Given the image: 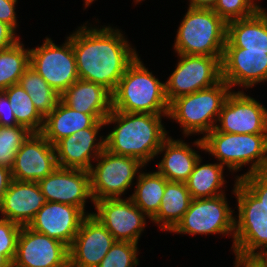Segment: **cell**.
Masks as SVG:
<instances>
[{"mask_svg": "<svg viewBox=\"0 0 267 267\" xmlns=\"http://www.w3.org/2000/svg\"><path fill=\"white\" fill-rule=\"evenodd\" d=\"M68 38L72 41L79 79L101 84L111 93L138 56L122 31L110 25L99 28L85 23Z\"/></svg>", "mask_w": 267, "mask_h": 267, "instance_id": "1", "label": "cell"}, {"mask_svg": "<svg viewBox=\"0 0 267 267\" xmlns=\"http://www.w3.org/2000/svg\"><path fill=\"white\" fill-rule=\"evenodd\" d=\"M168 114L128 113L111 110L105 125L117 124L105 137V149L140 160L145 166L157 156L169 136L162 124Z\"/></svg>", "mask_w": 267, "mask_h": 267, "instance_id": "2", "label": "cell"}, {"mask_svg": "<svg viewBox=\"0 0 267 267\" xmlns=\"http://www.w3.org/2000/svg\"><path fill=\"white\" fill-rule=\"evenodd\" d=\"M197 148L217 158L231 172L251 164L245 174L267 171V134H232L215 129L193 143Z\"/></svg>", "mask_w": 267, "mask_h": 267, "instance_id": "3", "label": "cell"}, {"mask_svg": "<svg viewBox=\"0 0 267 267\" xmlns=\"http://www.w3.org/2000/svg\"><path fill=\"white\" fill-rule=\"evenodd\" d=\"M112 94V109L128 113L168 114L165 83L144 66L139 55L128 65Z\"/></svg>", "mask_w": 267, "mask_h": 267, "instance_id": "4", "label": "cell"}, {"mask_svg": "<svg viewBox=\"0 0 267 267\" xmlns=\"http://www.w3.org/2000/svg\"><path fill=\"white\" fill-rule=\"evenodd\" d=\"M227 22L213 9L189 8L177 29L173 46L177 54L222 57Z\"/></svg>", "mask_w": 267, "mask_h": 267, "instance_id": "5", "label": "cell"}, {"mask_svg": "<svg viewBox=\"0 0 267 267\" xmlns=\"http://www.w3.org/2000/svg\"><path fill=\"white\" fill-rule=\"evenodd\" d=\"M231 91L228 83L221 80L213 87L180 96L169 103L167 117L180 124L185 137L199 133L205 136L215 128Z\"/></svg>", "mask_w": 267, "mask_h": 267, "instance_id": "6", "label": "cell"}, {"mask_svg": "<svg viewBox=\"0 0 267 267\" xmlns=\"http://www.w3.org/2000/svg\"><path fill=\"white\" fill-rule=\"evenodd\" d=\"M232 194L237 200L232 249L245 254L267 255V207L239 179ZM237 217V219H236Z\"/></svg>", "mask_w": 267, "mask_h": 267, "instance_id": "7", "label": "cell"}, {"mask_svg": "<svg viewBox=\"0 0 267 267\" xmlns=\"http://www.w3.org/2000/svg\"><path fill=\"white\" fill-rule=\"evenodd\" d=\"M89 170L90 189L94 201L121 198L133 185V179L144 164L133 157L114 154L104 149Z\"/></svg>", "mask_w": 267, "mask_h": 267, "instance_id": "8", "label": "cell"}, {"mask_svg": "<svg viewBox=\"0 0 267 267\" xmlns=\"http://www.w3.org/2000/svg\"><path fill=\"white\" fill-rule=\"evenodd\" d=\"M226 199V194L213 198L192 199L181 221L171 232L191 236L222 234L232 236L234 240V210Z\"/></svg>", "mask_w": 267, "mask_h": 267, "instance_id": "9", "label": "cell"}, {"mask_svg": "<svg viewBox=\"0 0 267 267\" xmlns=\"http://www.w3.org/2000/svg\"><path fill=\"white\" fill-rule=\"evenodd\" d=\"M177 57L180 59L176 68L165 82L168 103L180 96L213 87L222 80V57L185 54Z\"/></svg>", "mask_w": 267, "mask_h": 267, "instance_id": "10", "label": "cell"}, {"mask_svg": "<svg viewBox=\"0 0 267 267\" xmlns=\"http://www.w3.org/2000/svg\"><path fill=\"white\" fill-rule=\"evenodd\" d=\"M30 66L60 95L79 79L68 37L60 46L46 37L41 46L30 49Z\"/></svg>", "mask_w": 267, "mask_h": 267, "instance_id": "11", "label": "cell"}, {"mask_svg": "<svg viewBox=\"0 0 267 267\" xmlns=\"http://www.w3.org/2000/svg\"><path fill=\"white\" fill-rule=\"evenodd\" d=\"M243 91L232 90L227 96L214 129L232 134H267V108Z\"/></svg>", "mask_w": 267, "mask_h": 267, "instance_id": "12", "label": "cell"}, {"mask_svg": "<svg viewBox=\"0 0 267 267\" xmlns=\"http://www.w3.org/2000/svg\"><path fill=\"white\" fill-rule=\"evenodd\" d=\"M97 218L113 235L116 241L138 244L149 217L138 208L130 197L106 198L94 201Z\"/></svg>", "mask_w": 267, "mask_h": 267, "instance_id": "13", "label": "cell"}, {"mask_svg": "<svg viewBox=\"0 0 267 267\" xmlns=\"http://www.w3.org/2000/svg\"><path fill=\"white\" fill-rule=\"evenodd\" d=\"M12 266L69 267L68 247L28 226H22Z\"/></svg>", "mask_w": 267, "mask_h": 267, "instance_id": "14", "label": "cell"}, {"mask_svg": "<svg viewBox=\"0 0 267 267\" xmlns=\"http://www.w3.org/2000/svg\"><path fill=\"white\" fill-rule=\"evenodd\" d=\"M47 202H59L79 207L86 215V202L93 198L89 171L57 167L37 182ZM88 199V200H87Z\"/></svg>", "mask_w": 267, "mask_h": 267, "instance_id": "15", "label": "cell"}, {"mask_svg": "<svg viewBox=\"0 0 267 267\" xmlns=\"http://www.w3.org/2000/svg\"><path fill=\"white\" fill-rule=\"evenodd\" d=\"M102 126H106L105 122L97 121L92 127L59 140L54 145L58 167L89 171L92 160L95 162L105 149V136L98 135Z\"/></svg>", "mask_w": 267, "mask_h": 267, "instance_id": "16", "label": "cell"}, {"mask_svg": "<svg viewBox=\"0 0 267 267\" xmlns=\"http://www.w3.org/2000/svg\"><path fill=\"white\" fill-rule=\"evenodd\" d=\"M115 241L97 218L87 215L68 248L69 267H98Z\"/></svg>", "mask_w": 267, "mask_h": 267, "instance_id": "17", "label": "cell"}, {"mask_svg": "<svg viewBox=\"0 0 267 267\" xmlns=\"http://www.w3.org/2000/svg\"><path fill=\"white\" fill-rule=\"evenodd\" d=\"M57 167L55 147L41 133H32L15 155L11 176L17 181L38 182Z\"/></svg>", "mask_w": 267, "mask_h": 267, "instance_id": "18", "label": "cell"}, {"mask_svg": "<svg viewBox=\"0 0 267 267\" xmlns=\"http://www.w3.org/2000/svg\"><path fill=\"white\" fill-rule=\"evenodd\" d=\"M86 216L74 205L46 202L28 227L62 242L69 248Z\"/></svg>", "mask_w": 267, "mask_h": 267, "instance_id": "19", "label": "cell"}, {"mask_svg": "<svg viewBox=\"0 0 267 267\" xmlns=\"http://www.w3.org/2000/svg\"><path fill=\"white\" fill-rule=\"evenodd\" d=\"M221 78L234 86L252 88L267 81L266 52L246 51L243 48H224L221 59Z\"/></svg>", "mask_w": 267, "mask_h": 267, "instance_id": "20", "label": "cell"}, {"mask_svg": "<svg viewBox=\"0 0 267 267\" xmlns=\"http://www.w3.org/2000/svg\"><path fill=\"white\" fill-rule=\"evenodd\" d=\"M46 202L37 182L12 179L3 196L0 214L20 226H28Z\"/></svg>", "mask_w": 267, "mask_h": 267, "instance_id": "21", "label": "cell"}, {"mask_svg": "<svg viewBox=\"0 0 267 267\" xmlns=\"http://www.w3.org/2000/svg\"><path fill=\"white\" fill-rule=\"evenodd\" d=\"M109 114H86L75 111L61 100L56 107L44 117L41 134L53 146L61 139L79 130L92 127L97 121H104Z\"/></svg>", "mask_w": 267, "mask_h": 267, "instance_id": "22", "label": "cell"}, {"mask_svg": "<svg viewBox=\"0 0 267 267\" xmlns=\"http://www.w3.org/2000/svg\"><path fill=\"white\" fill-rule=\"evenodd\" d=\"M224 48H243L267 54V11L260 8L252 16L227 22Z\"/></svg>", "mask_w": 267, "mask_h": 267, "instance_id": "23", "label": "cell"}, {"mask_svg": "<svg viewBox=\"0 0 267 267\" xmlns=\"http://www.w3.org/2000/svg\"><path fill=\"white\" fill-rule=\"evenodd\" d=\"M163 151V158L157 163L158 172L168 181L185 183L200 154L181 138L174 140L171 136L163 141L157 156Z\"/></svg>", "mask_w": 267, "mask_h": 267, "instance_id": "24", "label": "cell"}, {"mask_svg": "<svg viewBox=\"0 0 267 267\" xmlns=\"http://www.w3.org/2000/svg\"><path fill=\"white\" fill-rule=\"evenodd\" d=\"M60 100L75 111L86 114H109L112 94L103 85L78 79L61 95Z\"/></svg>", "mask_w": 267, "mask_h": 267, "instance_id": "25", "label": "cell"}, {"mask_svg": "<svg viewBox=\"0 0 267 267\" xmlns=\"http://www.w3.org/2000/svg\"><path fill=\"white\" fill-rule=\"evenodd\" d=\"M191 200L186 183L168 181L160 208L150 221L159 225L161 231L171 233L188 210Z\"/></svg>", "mask_w": 267, "mask_h": 267, "instance_id": "26", "label": "cell"}, {"mask_svg": "<svg viewBox=\"0 0 267 267\" xmlns=\"http://www.w3.org/2000/svg\"><path fill=\"white\" fill-rule=\"evenodd\" d=\"M201 156L194 165L188 180L185 182L192 199L213 198L225 194L222 190L225 183L222 164H202Z\"/></svg>", "mask_w": 267, "mask_h": 267, "instance_id": "27", "label": "cell"}, {"mask_svg": "<svg viewBox=\"0 0 267 267\" xmlns=\"http://www.w3.org/2000/svg\"><path fill=\"white\" fill-rule=\"evenodd\" d=\"M136 177L137 183L130 198L151 220L160 208L168 180L158 171L148 173L140 171Z\"/></svg>", "mask_w": 267, "mask_h": 267, "instance_id": "28", "label": "cell"}, {"mask_svg": "<svg viewBox=\"0 0 267 267\" xmlns=\"http://www.w3.org/2000/svg\"><path fill=\"white\" fill-rule=\"evenodd\" d=\"M30 66V49L24 48L21 39L14 45L0 49V91L18 84Z\"/></svg>", "mask_w": 267, "mask_h": 267, "instance_id": "29", "label": "cell"}, {"mask_svg": "<svg viewBox=\"0 0 267 267\" xmlns=\"http://www.w3.org/2000/svg\"><path fill=\"white\" fill-rule=\"evenodd\" d=\"M19 84L29 94L35 108L43 117L51 113L60 101V94L31 66L21 76Z\"/></svg>", "mask_w": 267, "mask_h": 267, "instance_id": "30", "label": "cell"}, {"mask_svg": "<svg viewBox=\"0 0 267 267\" xmlns=\"http://www.w3.org/2000/svg\"><path fill=\"white\" fill-rule=\"evenodd\" d=\"M6 94L15 119L19 125L28 128L32 133H40L44 117L35 108L29 94L18 84L3 90Z\"/></svg>", "mask_w": 267, "mask_h": 267, "instance_id": "31", "label": "cell"}, {"mask_svg": "<svg viewBox=\"0 0 267 267\" xmlns=\"http://www.w3.org/2000/svg\"><path fill=\"white\" fill-rule=\"evenodd\" d=\"M32 132L22 126H0V165L12 167L17 151Z\"/></svg>", "mask_w": 267, "mask_h": 267, "instance_id": "32", "label": "cell"}, {"mask_svg": "<svg viewBox=\"0 0 267 267\" xmlns=\"http://www.w3.org/2000/svg\"><path fill=\"white\" fill-rule=\"evenodd\" d=\"M138 246L128 241H115L98 267H136L139 265Z\"/></svg>", "mask_w": 267, "mask_h": 267, "instance_id": "33", "label": "cell"}, {"mask_svg": "<svg viewBox=\"0 0 267 267\" xmlns=\"http://www.w3.org/2000/svg\"><path fill=\"white\" fill-rule=\"evenodd\" d=\"M257 1V0H256ZM255 0H217L213 11L226 22L246 18L255 14L260 8Z\"/></svg>", "mask_w": 267, "mask_h": 267, "instance_id": "34", "label": "cell"}, {"mask_svg": "<svg viewBox=\"0 0 267 267\" xmlns=\"http://www.w3.org/2000/svg\"><path fill=\"white\" fill-rule=\"evenodd\" d=\"M22 226L0 218V255L11 263L16 255L17 240Z\"/></svg>", "mask_w": 267, "mask_h": 267, "instance_id": "35", "label": "cell"}, {"mask_svg": "<svg viewBox=\"0 0 267 267\" xmlns=\"http://www.w3.org/2000/svg\"><path fill=\"white\" fill-rule=\"evenodd\" d=\"M239 180L267 207V171L243 175Z\"/></svg>", "mask_w": 267, "mask_h": 267, "instance_id": "36", "label": "cell"}, {"mask_svg": "<svg viewBox=\"0 0 267 267\" xmlns=\"http://www.w3.org/2000/svg\"><path fill=\"white\" fill-rule=\"evenodd\" d=\"M234 267H267V255L245 254L233 249Z\"/></svg>", "mask_w": 267, "mask_h": 267, "instance_id": "37", "label": "cell"}, {"mask_svg": "<svg viewBox=\"0 0 267 267\" xmlns=\"http://www.w3.org/2000/svg\"><path fill=\"white\" fill-rule=\"evenodd\" d=\"M18 0H0V22L10 26L15 32L18 27L16 4Z\"/></svg>", "mask_w": 267, "mask_h": 267, "instance_id": "38", "label": "cell"}, {"mask_svg": "<svg viewBox=\"0 0 267 267\" xmlns=\"http://www.w3.org/2000/svg\"><path fill=\"white\" fill-rule=\"evenodd\" d=\"M19 125L15 119L11 109L10 102L3 91H0V126H17Z\"/></svg>", "mask_w": 267, "mask_h": 267, "instance_id": "39", "label": "cell"}, {"mask_svg": "<svg viewBox=\"0 0 267 267\" xmlns=\"http://www.w3.org/2000/svg\"><path fill=\"white\" fill-rule=\"evenodd\" d=\"M20 37L7 24L0 22V49L8 48L14 45Z\"/></svg>", "mask_w": 267, "mask_h": 267, "instance_id": "40", "label": "cell"}, {"mask_svg": "<svg viewBox=\"0 0 267 267\" xmlns=\"http://www.w3.org/2000/svg\"><path fill=\"white\" fill-rule=\"evenodd\" d=\"M11 181V168L5 165H0V205Z\"/></svg>", "mask_w": 267, "mask_h": 267, "instance_id": "41", "label": "cell"}, {"mask_svg": "<svg viewBox=\"0 0 267 267\" xmlns=\"http://www.w3.org/2000/svg\"><path fill=\"white\" fill-rule=\"evenodd\" d=\"M217 0H189V8L213 9Z\"/></svg>", "mask_w": 267, "mask_h": 267, "instance_id": "42", "label": "cell"}, {"mask_svg": "<svg viewBox=\"0 0 267 267\" xmlns=\"http://www.w3.org/2000/svg\"><path fill=\"white\" fill-rule=\"evenodd\" d=\"M0 267H12V263L6 257L0 255Z\"/></svg>", "mask_w": 267, "mask_h": 267, "instance_id": "43", "label": "cell"}, {"mask_svg": "<svg viewBox=\"0 0 267 267\" xmlns=\"http://www.w3.org/2000/svg\"><path fill=\"white\" fill-rule=\"evenodd\" d=\"M94 0H85L84 3H85V8L86 9L89 5H91L93 3Z\"/></svg>", "mask_w": 267, "mask_h": 267, "instance_id": "44", "label": "cell"}, {"mask_svg": "<svg viewBox=\"0 0 267 267\" xmlns=\"http://www.w3.org/2000/svg\"><path fill=\"white\" fill-rule=\"evenodd\" d=\"M142 1H144V0H134V2L137 3V4H138V2L140 3Z\"/></svg>", "mask_w": 267, "mask_h": 267, "instance_id": "45", "label": "cell"}]
</instances>
